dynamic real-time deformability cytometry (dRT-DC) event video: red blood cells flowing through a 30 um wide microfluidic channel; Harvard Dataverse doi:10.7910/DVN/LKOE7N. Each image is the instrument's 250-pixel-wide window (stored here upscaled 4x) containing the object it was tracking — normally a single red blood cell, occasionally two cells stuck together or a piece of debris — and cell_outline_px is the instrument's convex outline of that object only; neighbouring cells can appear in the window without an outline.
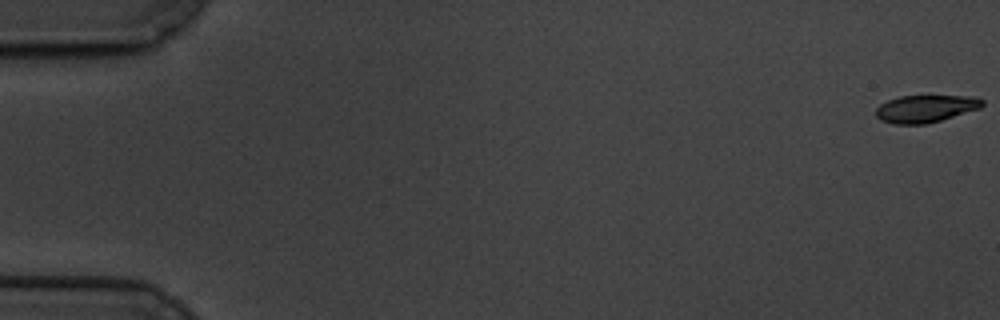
{"species": "common noctule bat (a hibernating species)", "species_latin": "Nyctalus noctula", "temperature_condition": "cold", "stored_images_in_passage": 62, "camera_frame_rate_fps": 3000, "um_per_image_px": 0.085, "animal": {"sex": "male", "body_mass_g": 19.5, "forearm_length_mm": 54.6}, "frame": {"image": 1, "passage_image": 1, "time_ms": 0.0, "image_size_px": [1000, 320], "cell_outline_px": [[984, 104], [980, 108], [928, 124], [892, 124], [880, 120], [876, 116], [876, 108], [880, 104], [888, 100], [900, 96], [928, 92], [976, 96], [984, 100]], "centroid_in_image_um": [78.72, 9.16], "position_along_channel_um": 6.3, "area_um2": 18.15}}
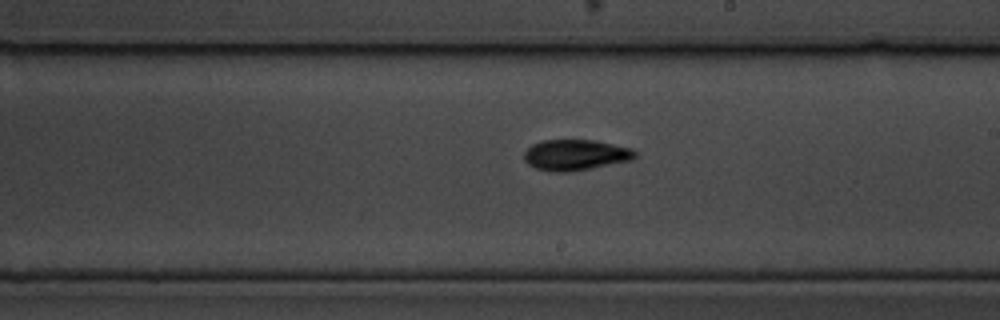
{"frame": {"image": 2, "passage_image": 36, "time_ms": 11.667, "image_size_px": [1000, 320], "cell_outline_px": [[636, 156], [632, 160], [568, 172], [552, 172], [536, 168], [528, 164], [524, 160], [524, 152], [532, 144], [540, 140], [596, 140], [632, 148], [636, 152]], "centroid_in_image_um": [48.9, 13.16], "position_along_channel_um": 240.1, "area_um2": 19.94}}
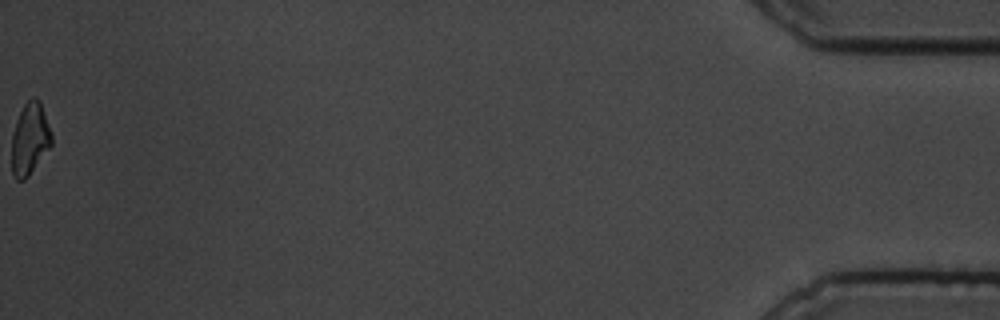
{"frame": {"image": 3, "passage_image": 62, "time_ms": 20.333, "image_size_px": [1000, 320], "cell_outline_px": [[52, 144], [28, 176], [24, 180], [16, 180], [12, 176], [12, 132], [16, 120], [24, 104], [32, 96], [36, 96], [40, 100], [52, 136]], "centroid_in_image_um": [2.52, 11.79], "position_along_channel_um": 432.7, "area_um2": 16.7}, "authors_computed_cell_mechanics": {"area_um2": 18.3226, "velocity_mm_per_s": 3.3221, "shape_relaxation_time_tau1_ms": 3.1908, "shape_relaxation_time_tau2_ms": 7.3204, "deformation_change_tau1": 0.1371, "deformation_change_tau2": 0.1393}}